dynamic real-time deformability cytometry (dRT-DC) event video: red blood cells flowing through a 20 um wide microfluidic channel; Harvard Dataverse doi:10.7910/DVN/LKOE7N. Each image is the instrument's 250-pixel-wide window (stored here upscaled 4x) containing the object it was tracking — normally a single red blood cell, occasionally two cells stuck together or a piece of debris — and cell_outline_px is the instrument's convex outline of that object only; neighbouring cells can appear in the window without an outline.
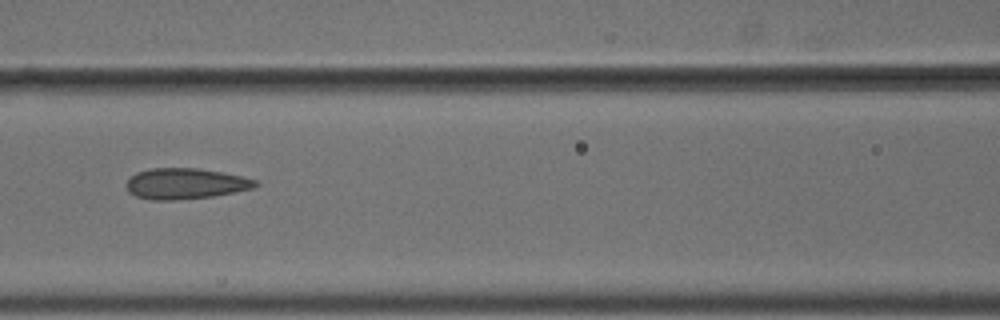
{"species": "common noctule bat (a hibernating species)", "species_latin": "Nyctalus noctula", "temperature_condition": "cold", "stored_images_in_passage": 10, "segment_of_instrument_passage": [1, 2], "camera_frame_rate_fps": 3000, "um_per_image_px": 0.085, "animal": {"sex": "male", "body_mass_g": 18.8}, "frame": {"image": 1, "passage_image": 7, "time_ms": 2.0, "image_size_px": [1000, 320], "cell_outline_px": [[260, 184], [256, 188], [236, 192], [212, 196], [176, 200], [152, 200], [136, 196], [128, 192], [124, 184], [136, 172], [152, 168], [196, 168], [224, 172], [256, 180]], "centroid_in_image_um": [15.77, 15.61], "position_along_channel_um": 150.8, "area_um2": 23.35}}
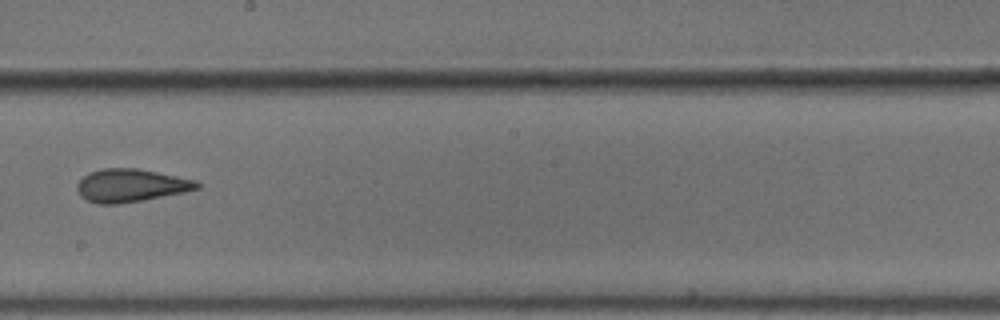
{"frame": {"image": 2, "passage_image": 9, "time_ms": 2.667, "image_size_px": [1000, 320], "cell_outline_px": [[200, 188], [184, 192], [144, 200], [120, 204], [100, 204], [88, 200], [80, 196], [76, 188], [76, 184], [88, 172], [104, 168], [136, 168], [196, 180], [200, 184]], "centroid_in_image_um": [11.1, 15.77], "position_along_channel_um": 237.1, "area_um2": 23.0}}